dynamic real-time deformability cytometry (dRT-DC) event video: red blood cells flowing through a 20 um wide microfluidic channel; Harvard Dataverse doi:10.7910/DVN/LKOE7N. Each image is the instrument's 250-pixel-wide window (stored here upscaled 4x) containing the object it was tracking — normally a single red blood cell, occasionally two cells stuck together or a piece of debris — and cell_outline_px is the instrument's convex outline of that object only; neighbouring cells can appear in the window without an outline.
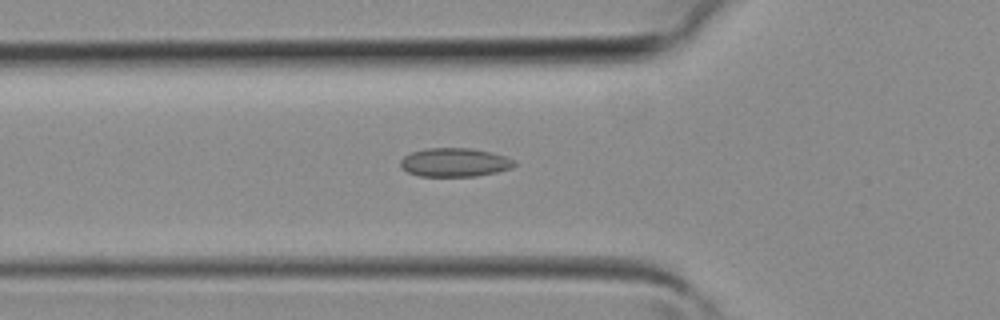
{"species": "common noctule bat (a hibernating species)", "species_latin": "Nyctalus noctula", "temperature_condition": "room temperature", "stored_images_in_passage": 36, "camera_frame_rate_fps": 3000, "um_per_image_px": 0.085, "animal": {"sex": "female", "body_mass_g": 19.3, "forearm_length_mm": 54.1}, "frame": {"image": 1, "passage_image": 10, "time_ms": 3.0, "image_size_px": [1000, 320], "cell_outline_px": [[516, 164], [512, 168], [496, 172], [476, 176], [420, 176], [408, 172], [400, 168], [400, 160], [404, 156], [412, 152], [428, 148], [472, 148], [492, 152], [504, 156], [512, 160]], "centroid_in_image_um": [38.62, 13.8], "position_along_channel_um": 87.2, "area_um2": 19.02}}
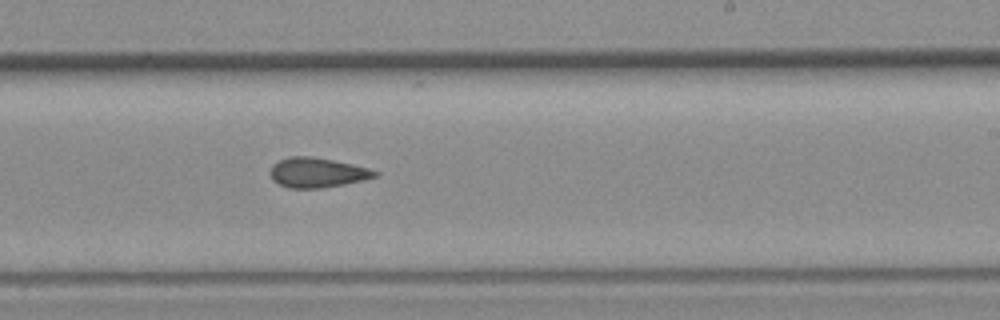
{"frame": {"image": 2, "passage_image": 20, "time_ms": 6.333, "image_size_px": [1000, 320], "cell_outline_px": [[380, 172], [376, 176], [344, 184], [324, 188], [288, 188], [272, 180], [272, 164], [280, 160], [292, 156], [312, 156], [352, 164], [368, 168]], "centroid_in_image_um": [26.96, 14.67], "position_along_channel_um": 262.0, "area_um2": 17.92}}
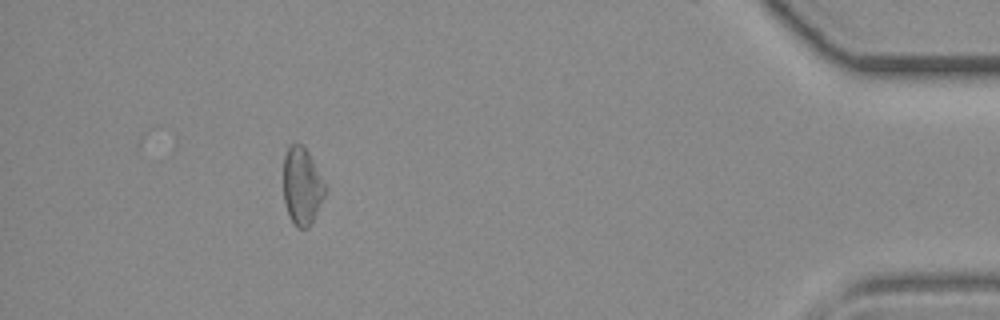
{"frame": {"image": 3, "passage_image": 32, "time_ms": 10.333, "image_size_px": [1000, 320], "cell_outline_px": [[328, 188], [312, 224], [308, 228], [296, 228], [288, 216], [284, 200], [284, 156], [288, 144], [300, 144], [308, 152]], "centroid_in_image_um": [25.68, 15.86], "position_along_channel_um": 409.5, "area_um2": 19.02}}